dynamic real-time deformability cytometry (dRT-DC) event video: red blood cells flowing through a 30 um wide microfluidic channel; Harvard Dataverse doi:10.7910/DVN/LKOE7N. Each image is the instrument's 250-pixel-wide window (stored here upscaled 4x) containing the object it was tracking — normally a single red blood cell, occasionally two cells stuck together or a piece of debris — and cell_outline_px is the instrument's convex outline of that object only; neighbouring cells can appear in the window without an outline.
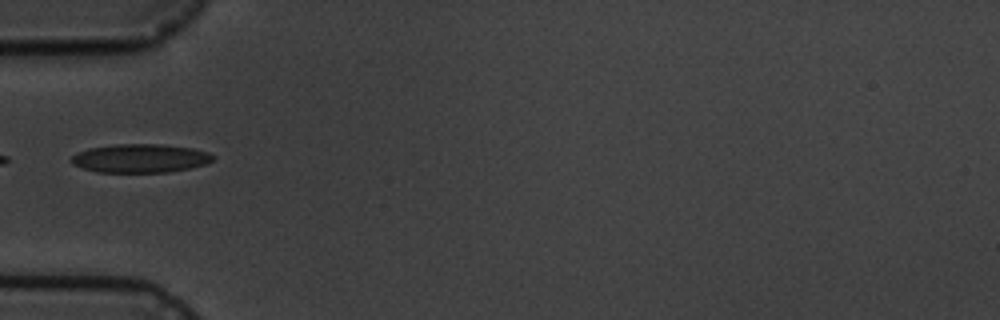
{"species": "common noctule bat (a hibernating species)", "species_latin": "Nyctalus noctula", "temperature_condition": "cold", "stored_images_in_passage": 5, "camera_frame_rate_fps": 3000, "um_per_image_px": 0.085, "animal": {"sex": "male", "body_mass_g": 19.5, "forearm_length_mm": 54.6}, "frame": {"image": 1, "passage_image": 2, "time_ms": 1.333, "image_size_px": [1000, 320], "cell_outline_px": [[216, 156], [212, 160], [204, 164], [192, 168], [168, 172], [96, 172], [72, 164], [68, 160], [72, 156], [88, 148], [116, 144], [160, 144], [192, 148], [208, 152]], "centroid_in_image_um": [11.92, 13.46], "position_along_channel_um": 73.1, "area_um2": 23.64}}
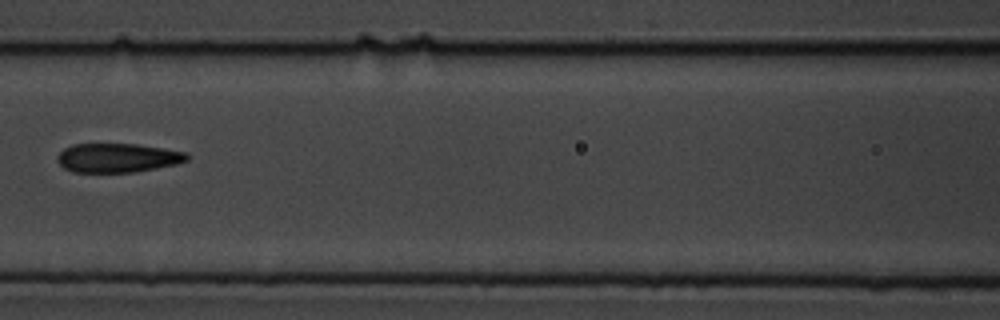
{"frame": {"image": 2, "passage_image": 4, "time_ms": 3.667, "image_size_px": [1000, 320], "cell_outline_px": [[188, 160], [176, 164], [156, 168], [132, 172], [72, 172], [64, 168], [56, 160], [56, 156], [64, 148], [72, 144], [136, 144], [164, 148], [188, 152]], "centroid_in_image_um": [9.98, 13.41], "position_along_channel_um": 156.6, "area_um2": 22.02}}
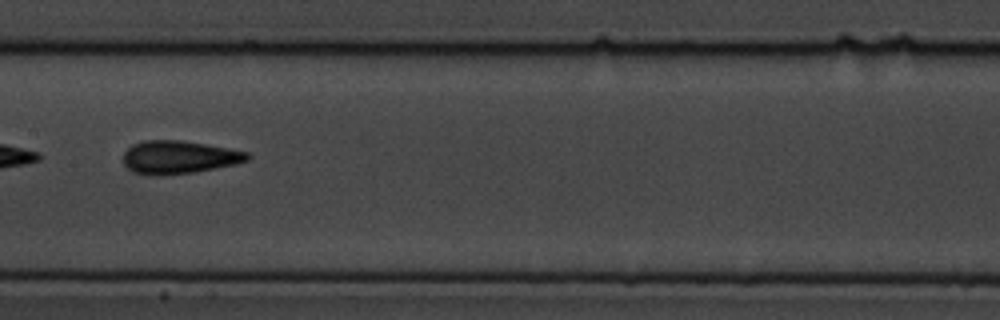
{"frame": {"image": 3, "passage_image": 5, "time_ms": 4.667, "image_size_px": [1000, 320], "cell_outline_px": [[252, 156], [248, 160], [236, 164], [192, 172], [164, 176], [156, 176], [132, 172], [124, 164], [124, 152], [132, 144], [144, 140], [184, 140], [228, 148], [248, 152]], "centroid_in_image_um": [15.2, 13.36], "position_along_channel_um": 192.2, "area_um2": 24.04}}